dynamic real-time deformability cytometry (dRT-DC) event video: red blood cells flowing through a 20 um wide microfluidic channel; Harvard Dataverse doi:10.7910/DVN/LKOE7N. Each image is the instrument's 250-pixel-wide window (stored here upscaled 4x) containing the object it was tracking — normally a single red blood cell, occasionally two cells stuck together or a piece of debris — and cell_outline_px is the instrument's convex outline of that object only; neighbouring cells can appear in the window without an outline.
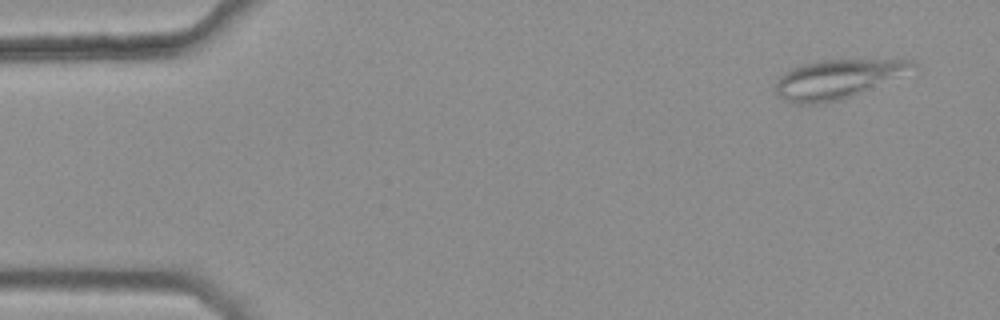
{"species": "common noctule bat (a hibernating species)", "species_latin": "Nyctalus noctula", "temperature_condition": "warm", "stored_images_in_passage": 45, "camera_frame_rate_fps": 3000, "um_per_image_px": 0.085, "animal": {"sex": "female", "body_mass_g": 25.1}, "frame": {"image": 1, "passage_image": 1, "time_ms": 0.0, "image_size_px": [1000, 320], "cell_outline_px": [[920, 64], [840, 100], [816, 104], [800, 104], [784, 100], [776, 96], [776, 80], [784, 72], [792, 68], [804, 64], [820, 60], [912, 60]], "centroid_in_image_um": [71.0, 6.72], "position_along_channel_um": 14.0, "area_um2": 29.77}}
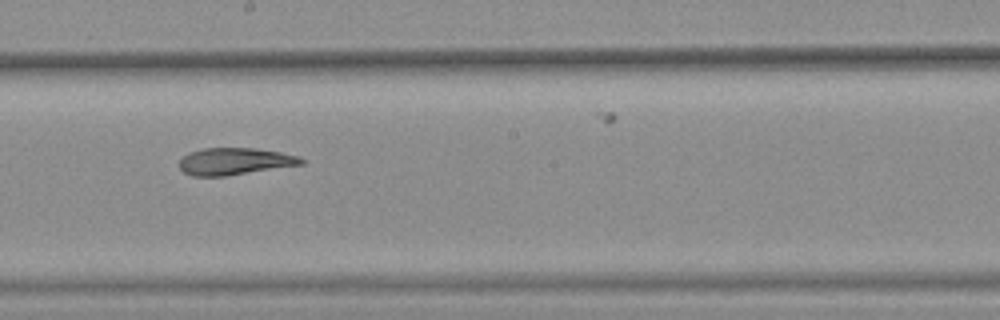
{"frame": {"image": 2, "passage_image": 27, "time_ms": 8.667, "image_size_px": [1000, 320], "cell_outline_px": [[304, 164], [224, 176], [192, 176], [184, 172], [180, 168], [180, 160], [184, 156], [192, 152], [204, 148], [256, 148], [280, 152], [300, 156], [304, 160]], "centroid_in_image_um": [19.98, 13.71], "position_along_channel_um": 228.2, "area_um2": 19.02}}
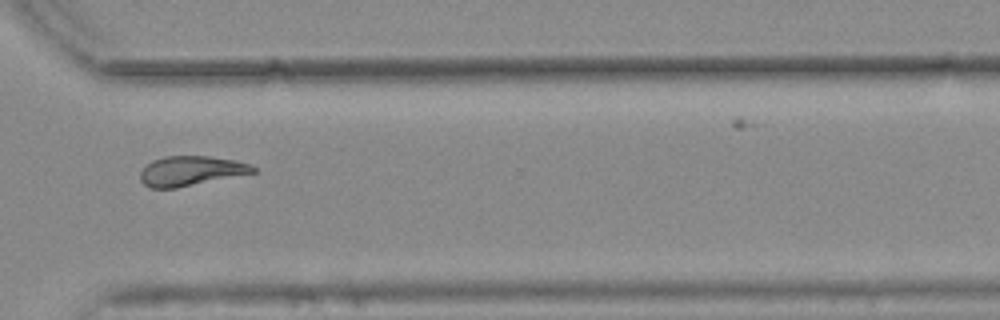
{"frame": {"image": 3, "passage_image": 37, "time_ms": 12.0, "image_size_px": [1000, 320], "cell_outline_px": [[256, 172], [176, 188], [148, 188], [140, 180], [140, 172], [152, 160], [164, 156], [208, 156], [236, 160], [248, 164], [256, 168]], "centroid_in_image_um": [16.2, 14.52], "position_along_channel_um": 354.4, "area_um2": 19.42}}